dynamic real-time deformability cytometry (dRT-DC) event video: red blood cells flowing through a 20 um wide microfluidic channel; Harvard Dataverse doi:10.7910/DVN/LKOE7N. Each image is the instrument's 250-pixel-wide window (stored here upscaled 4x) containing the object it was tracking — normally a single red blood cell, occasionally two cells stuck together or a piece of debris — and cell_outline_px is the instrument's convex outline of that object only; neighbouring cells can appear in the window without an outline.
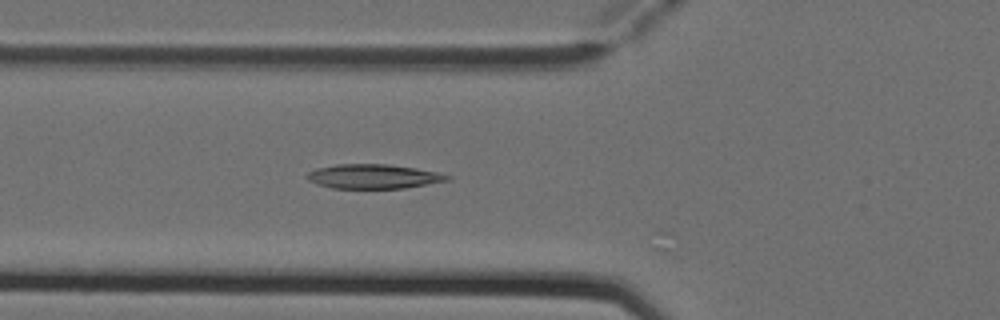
{"species": "Egyptian fruit bat (a non-hibernating species)", "species_latin": "Rousettus aegyptiacus", "temperature_condition": "cold", "stored_images_in_passage": 4, "camera_frame_rate_fps": 3000, "um_per_image_px": 0.085, "animal": {"sex": "female"}, "frame": {"image": 1, "passage_image": 4, "time_ms": 1.0, "image_size_px": [1000, 320], "cell_outline_px": [[452, 180], [404, 188], [332, 188], [316, 184], [308, 180], [304, 176], [308, 172], [316, 168], [336, 164], [392, 164], [416, 168], [436, 172], [452, 176]], "centroid_in_image_um": [31.73, 14.99], "position_along_channel_um": 94.1, "area_um2": 20.11}}